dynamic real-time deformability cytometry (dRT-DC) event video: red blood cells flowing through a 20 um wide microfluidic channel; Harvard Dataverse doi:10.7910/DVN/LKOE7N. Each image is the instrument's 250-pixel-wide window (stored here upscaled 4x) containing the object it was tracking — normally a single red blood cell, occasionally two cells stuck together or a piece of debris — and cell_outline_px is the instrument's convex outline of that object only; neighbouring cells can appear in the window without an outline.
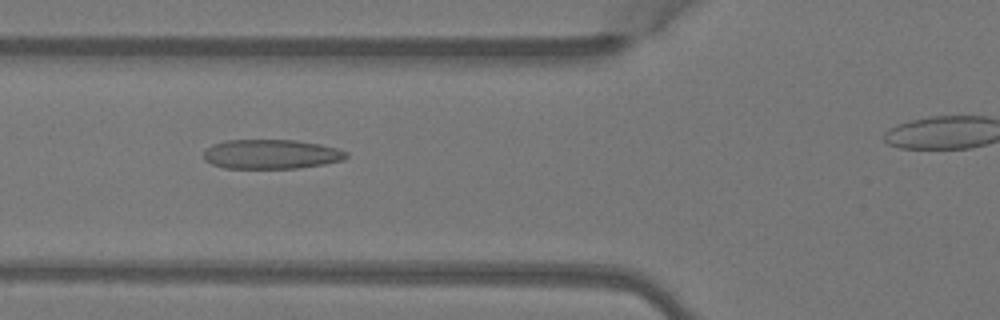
{"species": "Egyptian fruit bat (a non-hibernating species)", "species_latin": "Rousettus aegyptiacus", "temperature_condition": "warm", "stored_images_in_passage": 4, "segment_of_instrument_passage": [1, 2], "camera_frame_rate_fps": 3000, "um_per_image_px": 0.085, "animal": {"sex": "female"}, "frame": {"image": 1, "passage_image": 2, "time_ms": 0.333, "image_size_px": [1000, 320], "cell_outline_px": [[348, 156], [344, 160], [324, 164], [296, 168], [224, 168], [212, 164], [204, 160], [204, 152], [212, 144], [228, 140], [296, 140], [320, 144], [340, 148], [348, 152]], "centroid_in_image_um": [23.09, 13.1], "position_along_channel_um": 102.7, "area_um2": 24.57}}
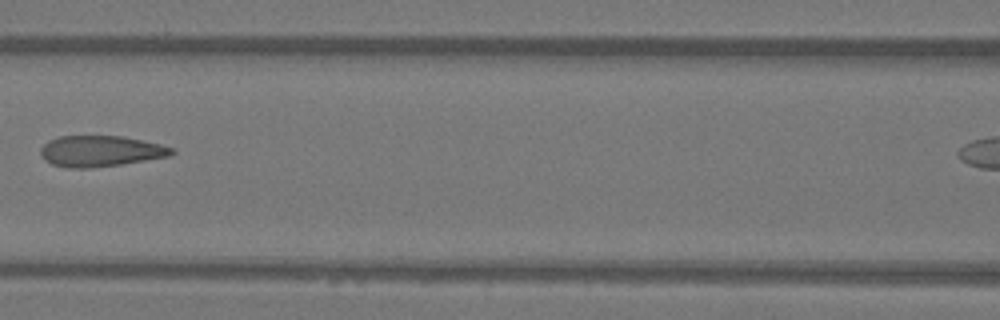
{"frame": {"image": 2, "passage_image": 3, "time_ms": 0.667, "image_size_px": [1000, 320], "cell_outline_px": [[176, 152], [168, 156], [120, 164], [92, 168], [68, 168], [52, 164], [44, 160], [40, 156], [40, 148], [48, 140], [60, 136], [124, 136], [160, 144], [172, 148]], "centroid_in_image_um": [8.49, 12.84], "position_along_channel_um": 158.1, "area_um2": 23.64}}